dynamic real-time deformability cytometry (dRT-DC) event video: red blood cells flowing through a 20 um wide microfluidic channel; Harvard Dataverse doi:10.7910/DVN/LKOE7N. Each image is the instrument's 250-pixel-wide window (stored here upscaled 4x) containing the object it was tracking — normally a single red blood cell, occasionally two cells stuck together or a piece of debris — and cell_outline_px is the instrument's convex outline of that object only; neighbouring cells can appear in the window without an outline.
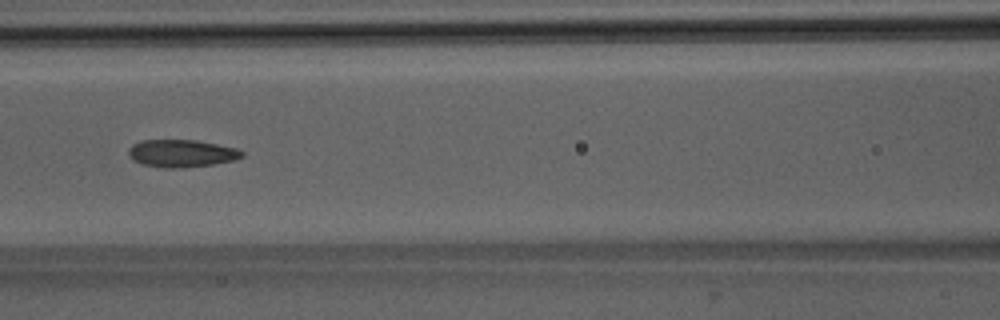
{"species": "Egyptian fruit bat (a non-hibernating species)", "species_latin": "Rousettus aegyptiacus", "temperature_condition": "room temperature", "stored_images_in_passage": 6, "camera_frame_rate_fps": 3000, "um_per_image_px": 0.085, "animal": {"sex": "male"}, "frame": {"image": 1, "passage_image": 6, "time_ms": 5.667, "image_size_px": [1000, 320], "cell_outline_px": [[244, 156], [236, 160], [212, 164], [184, 168], [164, 168], [144, 164], [132, 160], [128, 156], [128, 148], [132, 144], [140, 140], [196, 140], [236, 148], [244, 152]], "centroid_in_image_um": [15.41, 13.03], "position_along_channel_um": 151.2, "area_um2": 18.32}}